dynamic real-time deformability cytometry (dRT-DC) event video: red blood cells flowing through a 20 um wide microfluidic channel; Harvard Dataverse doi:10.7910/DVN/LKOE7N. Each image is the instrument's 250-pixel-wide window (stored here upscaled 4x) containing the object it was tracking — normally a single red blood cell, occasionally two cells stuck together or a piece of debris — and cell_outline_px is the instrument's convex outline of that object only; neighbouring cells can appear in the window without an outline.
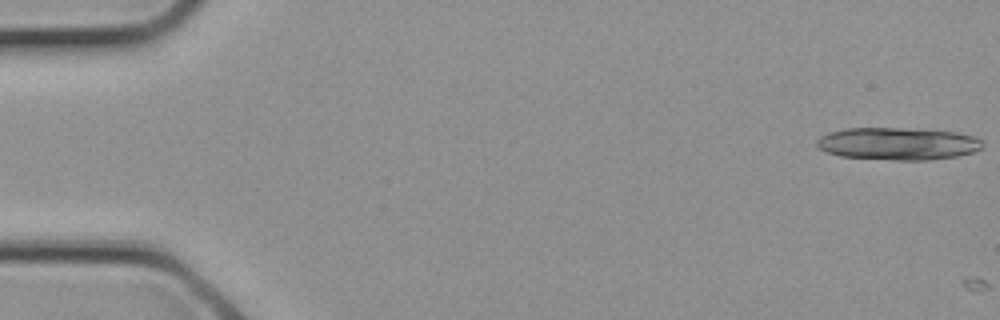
{"species": "common noctule bat (a hibernating species)", "species_latin": "Nyctalus noctula", "temperature_condition": "cold", "stored_images_in_passage": 5, "camera_frame_rate_fps": 3000, "um_per_image_px": 0.085, "animal": {"sex": "female", "body_mass_g": 21.9}, "frame": {"image": 1, "passage_image": 1, "time_ms": 0.0, "image_size_px": [1000, 320], "cell_outline_px": [[984, 148], [972, 152], [956, 156], [928, 160], [896, 160], [840, 156], [828, 152], [820, 148], [816, 144], [816, 140], [820, 136], [828, 132], [848, 128], [920, 128], [956, 132], [976, 136], [984, 144]], "centroid_in_image_um": [76.35, 12.2], "position_along_channel_um": 8.6, "area_um2": 31.56}}
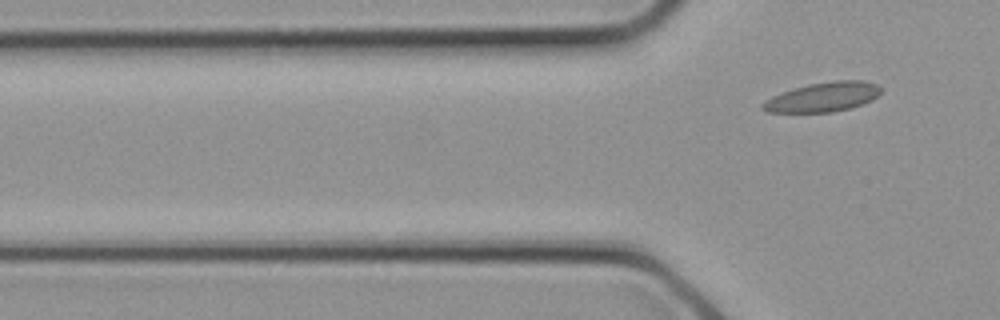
{"frame": {"image": 2, "passage_image": 5, "time_ms": 1.333, "image_size_px": [1000, 320], "cell_outline_px": [[880, 92], [872, 100], [848, 108], [832, 112], [768, 112], [760, 108], [760, 104], [764, 100], [772, 96], [796, 88], [812, 84], [836, 80], [864, 80], [876, 84], [880, 88]], "centroid_in_image_um": [69.92, 8.25], "position_along_channel_um": 55.9, "area_um2": 19.94}}